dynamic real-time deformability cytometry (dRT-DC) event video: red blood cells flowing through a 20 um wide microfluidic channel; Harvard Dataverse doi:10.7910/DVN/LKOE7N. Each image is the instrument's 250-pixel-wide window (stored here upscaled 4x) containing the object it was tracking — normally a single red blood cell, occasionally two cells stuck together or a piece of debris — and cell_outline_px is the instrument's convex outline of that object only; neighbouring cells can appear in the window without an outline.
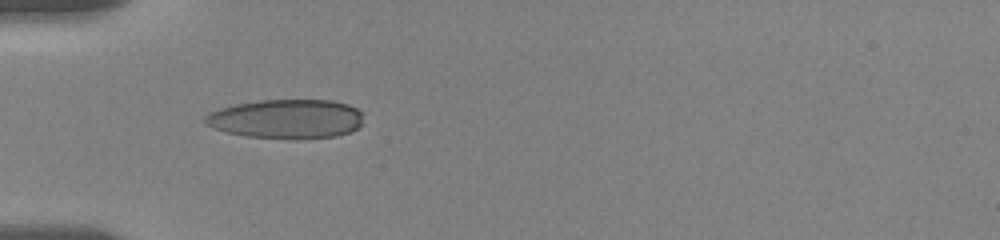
{"species": "human", "species_latin": "Homo sapiens", "temperature_condition": "room temperature", "stored_images_in_passage": 67, "camera_frame_rate_fps": 3000, "um_per_image_px": 0.085, "donor": {"sex": "female"}, "frame": {"image": 1, "passage_image": 1, "time_ms": 0.0, "image_size_px": [1000, 240], "cell_outline_px": [[364, 124], [360, 128], [352, 132], [336, 136], [300, 140], [292, 140], [248, 136], [228, 132], [212, 128], [204, 124], [204, 116], [208, 112], [220, 108], [236, 104], [260, 100], [332, 100], [348, 104], [364, 112]], "centroid_in_image_um": [24.41, 10.12], "position_along_channel_um": 60.6, "area_um2": 37.11}}
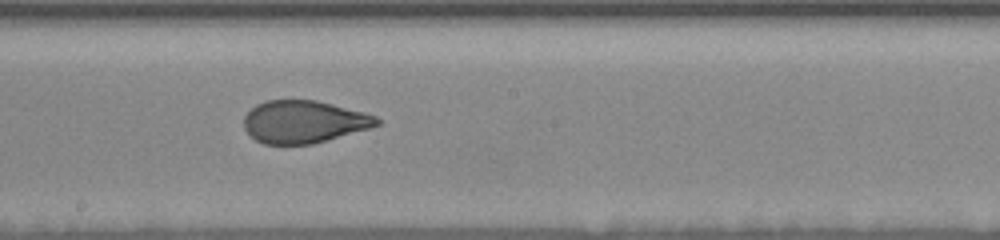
{"frame": {"image": 2, "passage_image": 33, "time_ms": 4.667, "image_size_px": [1000, 240], "cell_outline_px": [[380, 124], [368, 128], [312, 144], [264, 144], [256, 140], [244, 128], [244, 116], [256, 104], [268, 100], [316, 100], [364, 112], [376, 116], [380, 120]], "centroid_in_image_um": [25.81, 10.34], "position_along_channel_um": 222.4, "area_um2": 32.6}}
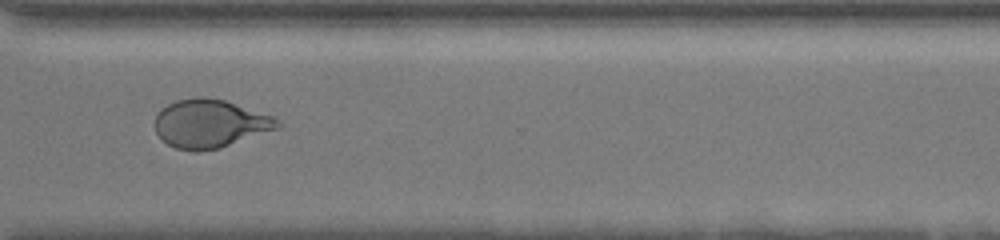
{"frame": {"image": 3, "passage_image": 47, "time_ms": 8.333, "image_size_px": [1000, 240], "cell_outline_px": [[284, 124], [280, 128], [220, 148], [200, 152], [192, 152], [176, 148], [168, 144], [156, 132], [156, 116], [160, 108], [176, 100], [196, 96], [208, 96], [224, 100], [276, 116]], "centroid_in_image_um": [17.9, 10.5], "position_along_channel_um": 352.7, "area_um2": 35.08}, "authors_computed_cell_mechanics": {"area_um2": 35.0846, "velocity_mm_per_s": 3.5744, "shape_relaxation_time_tau1_ms": 7.1669, "shape_relaxation_time_tau2_ms": 0.9894, "deformation_change_tau1": 0.1981, "deformation_change_tau2": 0.0743}}